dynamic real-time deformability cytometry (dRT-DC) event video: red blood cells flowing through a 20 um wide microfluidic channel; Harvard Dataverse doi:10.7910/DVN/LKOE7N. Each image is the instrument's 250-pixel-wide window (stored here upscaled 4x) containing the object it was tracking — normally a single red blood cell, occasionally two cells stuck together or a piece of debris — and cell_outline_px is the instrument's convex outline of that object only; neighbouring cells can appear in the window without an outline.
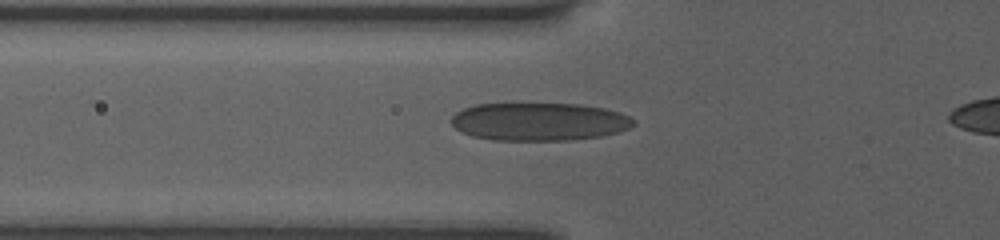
{"species": "human", "species_latin": "Homo sapiens", "temperature_condition": "room temperature", "stored_images_in_passage": 15, "camera_frame_rate_fps": 3000, "um_per_image_px": 0.085, "donor": {"sex": "female"}, "frame": {"image": 1, "passage_image": 2, "time_ms": 0.333, "image_size_px": [1000, 240], "cell_outline_px": [[636, 124], [628, 128], [616, 132], [600, 136], [568, 140], [492, 140], [472, 136], [456, 128], [452, 124], [452, 116], [456, 112], [464, 108], [476, 104], [512, 100], [580, 104], [604, 108], [620, 112], [636, 120]], "centroid_in_image_um": [45.79, 10.28], "position_along_channel_um": 80.0, "area_um2": 41.67}}
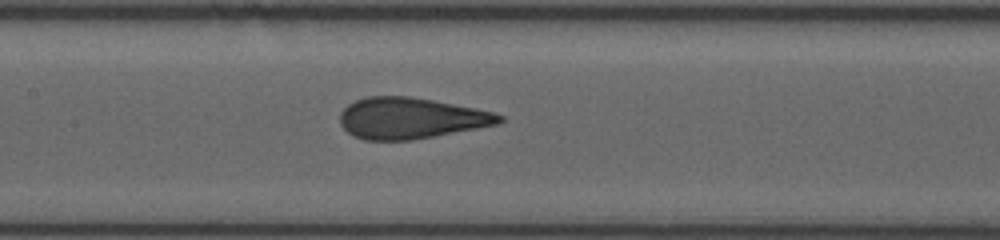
{"frame": {"image": 2, "passage_image": 9, "time_ms": 2.667, "image_size_px": [1000, 240], "cell_outline_px": [[504, 120], [500, 124], [412, 140], [364, 140], [352, 136], [340, 124], [340, 112], [348, 104], [356, 100], [368, 96], [408, 96], [432, 100], [476, 108], [492, 112], [504, 116]], "centroid_in_image_um": [34.91, 10.05], "position_along_channel_um": 172.5, "area_um2": 38.21}}
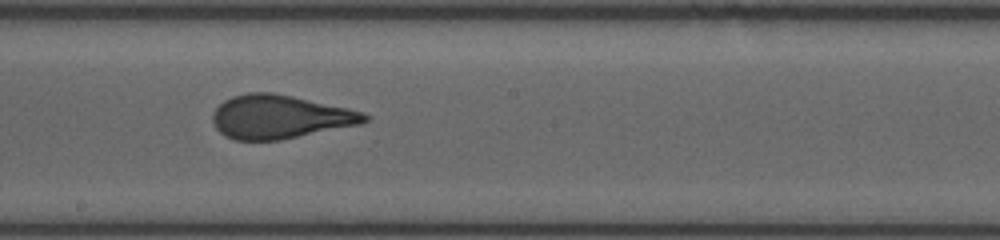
{"frame": {"image": 3, "passage_image": 13, "time_ms": 4.0, "image_size_px": [1000, 240], "cell_outline_px": [[368, 120], [360, 124], [280, 140], [232, 140], [224, 136], [216, 128], [212, 120], [212, 112], [224, 100], [232, 96], [248, 92], [272, 92], [292, 96], [348, 108], [364, 112], [368, 116]], "centroid_in_image_um": [23.75, 9.93], "position_along_channel_um": 224.5, "area_um2": 38.55}}